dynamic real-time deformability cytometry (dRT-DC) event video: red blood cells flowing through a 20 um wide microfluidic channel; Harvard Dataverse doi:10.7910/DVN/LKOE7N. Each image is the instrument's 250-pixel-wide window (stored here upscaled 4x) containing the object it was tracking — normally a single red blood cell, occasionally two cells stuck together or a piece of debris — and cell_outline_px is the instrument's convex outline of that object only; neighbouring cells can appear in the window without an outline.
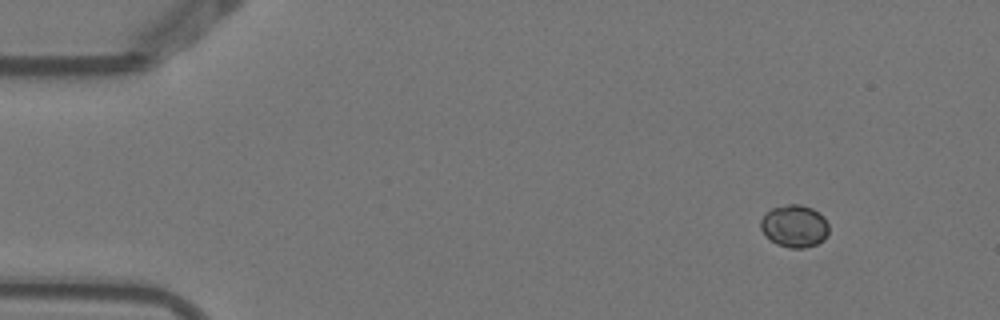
{"species": "Egyptian fruit bat (a non-hibernating species)", "species_latin": "Rousettus aegyptiacus", "temperature_condition": "warm", "stored_images_in_passage": 4, "camera_frame_rate_fps": 3000, "um_per_image_px": 0.085, "animal": {"sex": "female"}, "frame": {"image": 1, "passage_image": 1, "time_ms": 0.0, "image_size_px": [1000, 320], "cell_outline_px": [[828, 232], [824, 240], [816, 244], [804, 248], [788, 248], [776, 244], [760, 228], [760, 220], [772, 208], [788, 204], [800, 204], [812, 208], [824, 216], [828, 224]], "centroid_in_image_um": [67.55, 19.22], "position_along_channel_um": 17.4, "area_um2": 16.76}}